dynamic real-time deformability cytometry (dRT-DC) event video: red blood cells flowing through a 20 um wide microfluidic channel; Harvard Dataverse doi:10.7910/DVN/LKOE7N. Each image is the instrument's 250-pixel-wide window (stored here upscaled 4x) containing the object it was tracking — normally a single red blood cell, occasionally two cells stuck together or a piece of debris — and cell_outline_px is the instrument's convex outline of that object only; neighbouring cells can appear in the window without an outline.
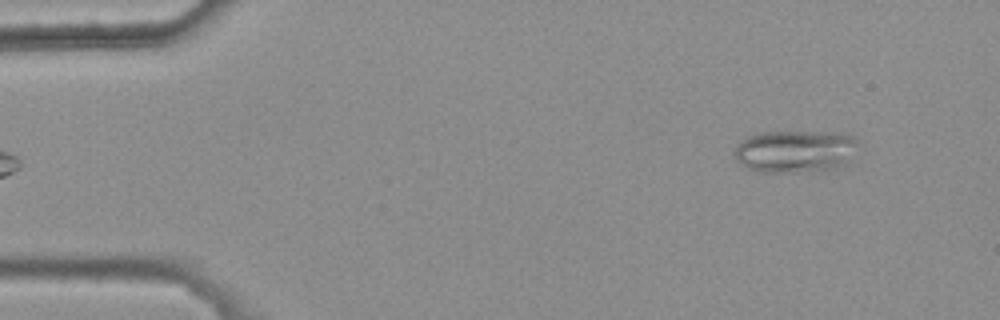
{"species": "common noctule bat (a hibernating species)", "species_latin": "Nyctalus noctula", "temperature_condition": "warm", "stored_images_in_passage": 5, "camera_frame_rate_fps": 3000, "um_per_image_px": 0.085, "animal": {"sex": "female", "body_mass_g": 25.1}, "frame": {"image": 1, "passage_image": 5, "time_ms": 1.333, "image_size_px": [1000, 320], "cell_outline_px": [[860, 140], [844, 164], [836, 168], [796, 172], [756, 172], [740, 164], [736, 160], [736, 144], [748, 136], [760, 132], [808, 132], [852, 136]], "centroid_in_image_um": [67.51, 12.87], "position_along_channel_um": 17.5, "area_um2": 30.0}}